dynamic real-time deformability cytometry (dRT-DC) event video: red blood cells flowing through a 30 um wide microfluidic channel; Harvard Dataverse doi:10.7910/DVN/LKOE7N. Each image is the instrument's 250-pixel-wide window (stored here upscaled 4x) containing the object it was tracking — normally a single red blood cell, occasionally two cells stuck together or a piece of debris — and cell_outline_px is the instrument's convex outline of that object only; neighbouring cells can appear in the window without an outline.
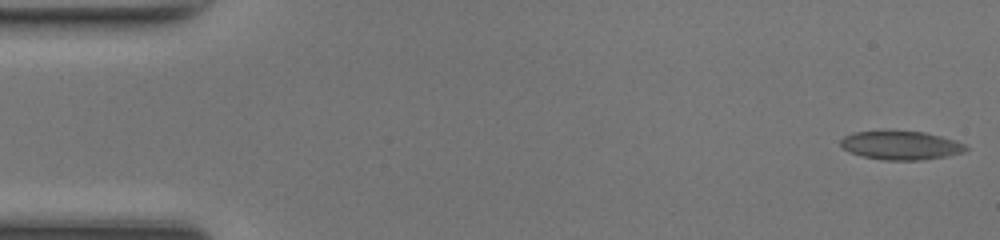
{"species": "common noctule bat (a hibernating species)", "species_latin": "Nyctalus noctula", "temperature_condition": "room temperature", "stored_images_in_passage": 48, "camera_frame_rate_fps": 3000, "um_per_image_px": 0.085, "animal": {"sex": "female", "body_mass_g": 17.0, "forearm_length_mm": 48.0}, "frame": {"image": 1, "passage_image": 1, "time_ms": 0.0, "image_size_px": [1000, 240], "cell_outline_px": [[968, 148], [964, 152], [944, 156], [920, 160], [884, 160], [864, 156], [852, 152], [844, 148], [840, 144], [840, 140], [844, 136], [856, 132], [924, 132], [940, 136], [964, 144]], "centroid_in_image_um": [76.58, 12.37], "position_along_channel_um": 8.4, "area_um2": 20.23}}
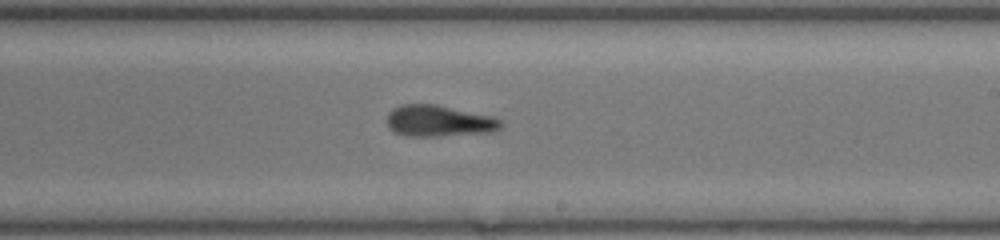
{"frame": {"image": 2, "passage_image": 28, "time_ms": 9.0, "image_size_px": [1000, 240], "cell_outline_px": [[504, 124], [500, 128], [492, 132], [436, 136], [404, 136], [392, 132], [388, 128], [388, 112], [392, 108], [400, 104], [436, 104], [492, 116], [504, 120]], "centroid_in_image_um": [37.3, 10.28], "position_along_channel_um": 251.7, "area_um2": 21.1}}
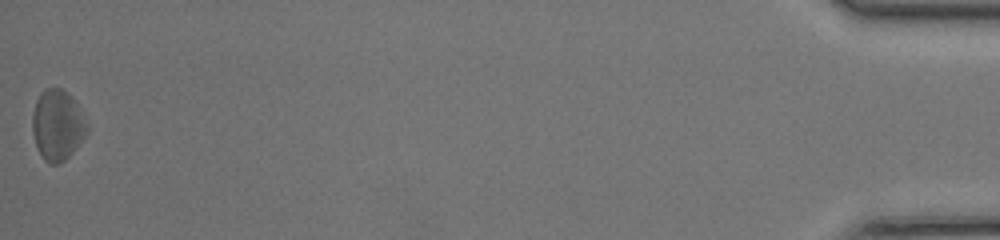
{"frame": {"image": 3, "passage_image": 48, "time_ms": 15.667, "image_size_px": [1000, 240], "cell_outline_px": [[88, 132], [72, 152], [60, 164], [52, 164], [44, 160], [36, 144], [32, 132], [32, 116], [36, 100], [40, 92], [44, 88], [60, 88], [72, 96], [88, 124]], "centroid_in_image_um": [4.88, 10.61], "position_along_channel_um": 430.3, "area_um2": 22.37}, "authors_computed_cell_mechanics": {"area_um2": 20.9814, "velocity_mm_per_s": 4.27, "shape_relaxation_time_tau1_ms": 2.997, "shape_relaxation_time_tau2_ms": 1.5126, "deformation_change_tau1": 0.0831, "deformation_change_tau2": 0.0769}}